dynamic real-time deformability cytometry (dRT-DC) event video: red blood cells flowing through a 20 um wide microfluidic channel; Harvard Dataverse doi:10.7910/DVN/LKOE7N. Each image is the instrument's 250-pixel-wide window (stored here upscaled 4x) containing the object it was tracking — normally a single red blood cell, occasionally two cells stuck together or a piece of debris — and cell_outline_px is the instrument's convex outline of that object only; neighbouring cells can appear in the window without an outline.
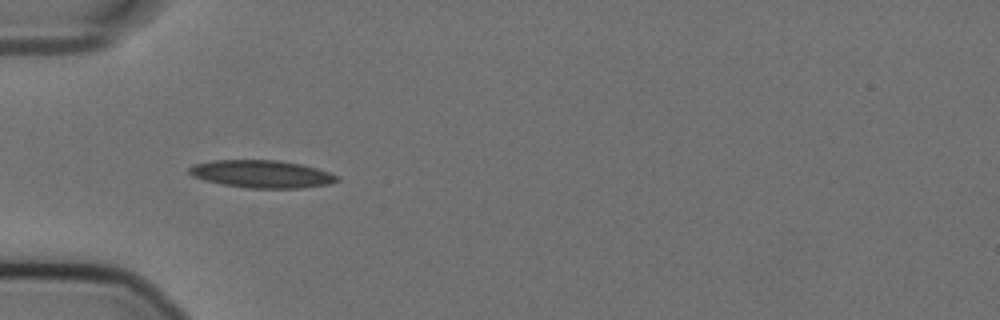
{"species": "Egyptian fruit bat (a non-hibernating species)", "species_latin": "Rousettus aegyptiacus", "temperature_condition": "cold", "stored_images_in_passage": 39, "camera_frame_rate_fps": 3000, "um_per_image_px": 0.085, "animal": {"sex": "female"}, "frame": {"image": 1, "passage_image": 1, "time_ms": 0.0, "image_size_px": [1000, 320], "cell_outline_px": [[340, 180], [328, 184], [304, 188], [248, 188], [220, 184], [204, 180], [192, 176], [188, 172], [188, 168], [192, 164], [212, 160], [276, 160], [300, 164], [316, 168], [328, 172], [336, 176]], "centroid_in_image_um": [22.19, 14.79], "position_along_channel_um": 62.8, "area_um2": 23.81}}
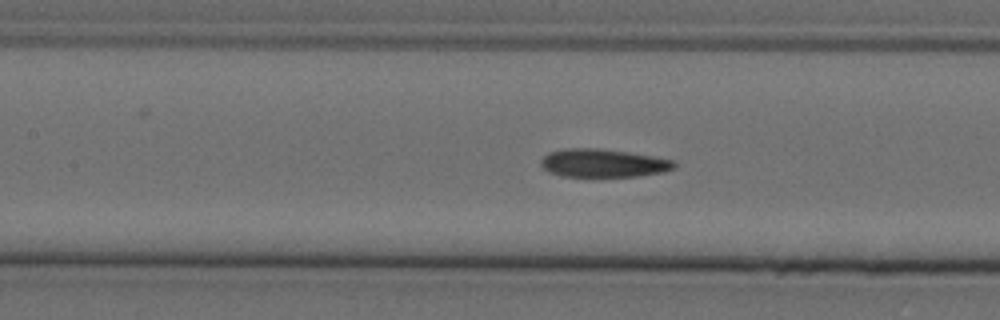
{"frame": {"image": 2, "passage_image": 9, "time_ms": 2.667, "image_size_px": [1000, 320], "cell_outline_px": [[676, 168], [664, 172], [636, 176], [560, 176], [548, 172], [540, 164], [540, 160], [548, 152], [564, 148], [600, 148], [628, 152], [652, 156], [672, 160], [676, 164]], "centroid_in_image_um": [51.24, 13.86], "position_along_channel_um": 156.2, "area_um2": 21.96}}
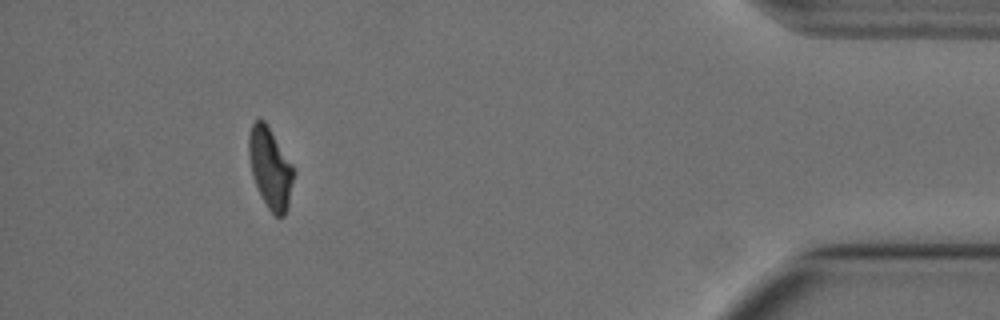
{"frame": {"image": 3, "passage_image": 35, "time_ms": 11.333, "image_size_px": [1000, 320], "cell_outline_px": [[296, 172], [288, 208], [284, 216], [276, 216], [268, 208], [252, 176], [248, 152], [248, 136], [252, 124], [256, 120], [264, 120], [296, 168]], "centroid_in_image_um": [23.01, 14.28], "position_along_channel_um": 412.2, "area_um2": 21.27}, "authors_computed_cell_mechanics": {"area_um2": 22.4264, "velocity_mm_per_s": 3.5847, "shape_relaxation_time_tau1_ms": 10.9374, "shape_relaxation_time_tau2_ms": 2.8692, "deformation_change_tau1": 0.2431, "deformation_change_tau2": 0.0908}}